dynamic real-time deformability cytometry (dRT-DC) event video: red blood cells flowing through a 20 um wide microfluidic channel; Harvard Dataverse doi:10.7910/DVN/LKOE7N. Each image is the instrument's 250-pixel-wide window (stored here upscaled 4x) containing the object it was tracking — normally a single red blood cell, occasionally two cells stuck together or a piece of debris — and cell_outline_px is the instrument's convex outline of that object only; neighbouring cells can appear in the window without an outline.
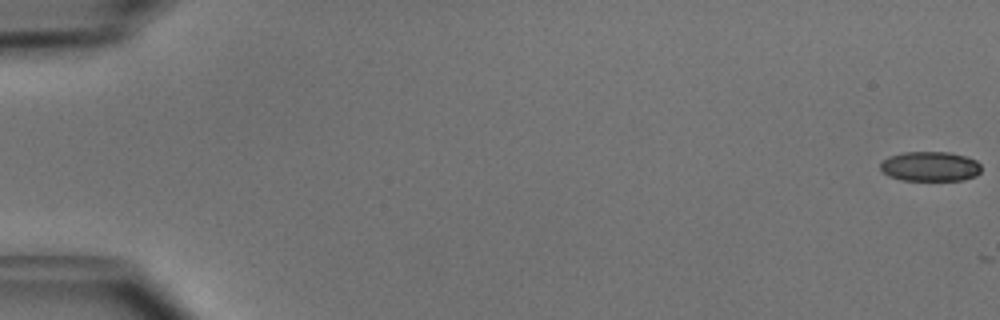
{"species": "common noctule bat (a hibernating species)", "species_latin": "Nyctalus noctula", "temperature_condition": "cold", "stored_images_in_passage": 3, "camera_frame_rate_fps": 3000, "um_per_image_px": 0.085, "animal": {"sex": "male", "body_mass_g": 15.6}, "frame": {"image": 1, "passage_image": 1, "time_ms": 0.0, "image_size_px": [1000, 320], "cell_outline_px": [[980, 172], [976, 176], [964, 180], [900, 180], [888, 176], [880, 168], [880, 164], [888, 156], [904, 152], [952, 152], [976, 160], [980, 164]], "centroid_in_image_um": [79.06, 14.14], "position_along_channel_um": 5.9, "area_um2": 17.57}}